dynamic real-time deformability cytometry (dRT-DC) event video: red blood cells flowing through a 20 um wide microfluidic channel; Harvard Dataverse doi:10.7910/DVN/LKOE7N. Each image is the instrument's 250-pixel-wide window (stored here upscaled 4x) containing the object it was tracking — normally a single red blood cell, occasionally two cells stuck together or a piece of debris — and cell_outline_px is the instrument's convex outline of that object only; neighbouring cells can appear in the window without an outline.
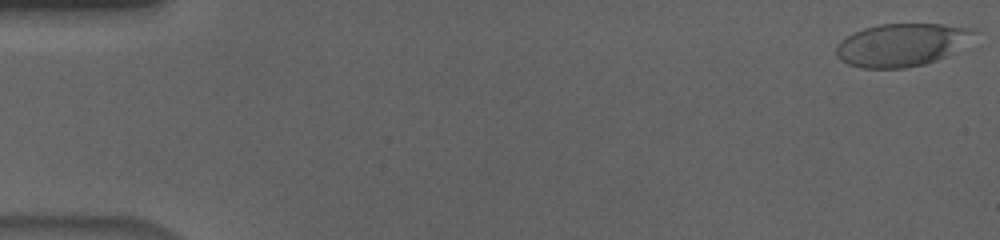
{"species": "human", "species_latin": "Homo sapiens", "temperature_condition": "cold", "stored_images_in_passage": 56, "camera_frame_rate_fps": 3000, "um_per_image_px": 0.085, "donor": {"sex": "male"}, "frame": {"image": 1, "passage_image": 1, "time_ms": 0.0, "image_size_px": [1000, 240], "cell_outline_px": [[980, 32], [944, 56], [936, 60], [924, 64], [904, 68], [860, 68], [848, 64], [840, 60], [836, 56], [836, 44], [840, 40], [864, 28], [880, 24], [940, 24], [976, 28]], "centroid_in_image_um": [76.6, 3.8], "position_along_channel_um": 8.4, "area_um2": 34.16}}
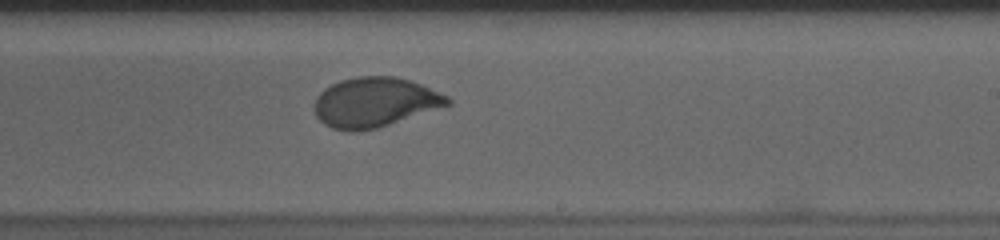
{"frame": {"image": 2, "passage_image": 34, "time_ms": 11.0, "image_size_px": [1000, 240], "cell_outline_px": [[452, 104], [376, 128], [356, 132], [348, 132], [332, 128], [324, 124], [316, 116], [316, 96], [324, 88], [340, 80], [356, 76], [396, 76], [420, 84], [440, 92], [448, 96], [452, 100]], "centroid_in_image_um": [31.85, 8.69], "position_along_channel_um": 257.1, "area_um2": 38.49}}
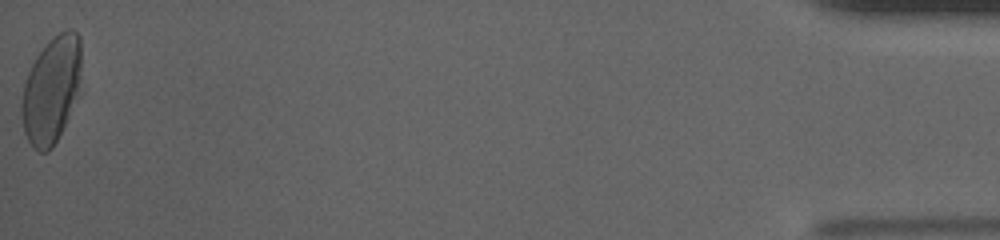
{"frame": {"image": 3, "passage_image": 56, "time_ms": 18.333, "image_size_px": [1000, 240], "cell_outline_px": [[80, 96], [52, 148], [48, 152], [40, 152], [28, 140], [24, 132], [20, 112], [20, 104], [24, 84], [28, 72], [36, 56], [48, 40], [52, 36], [68, 28], [72, 28], [80, 36]], "centroid_in_image_um": [4.38, 7.62], "position_along_channel_um": 430.8, "area_um2": 37.63}, "authors_computed_cell_mechanics": {"area_um2": 37.7434, "velocity_mm_per_s": 3.6666, "shape_relaxation_time_tau1_ms": 6.1131, "shape_relaxation_time_tau2_ms": null, "deformation_change_tau1": 0.1811, "deformation_change_tau2": null}}